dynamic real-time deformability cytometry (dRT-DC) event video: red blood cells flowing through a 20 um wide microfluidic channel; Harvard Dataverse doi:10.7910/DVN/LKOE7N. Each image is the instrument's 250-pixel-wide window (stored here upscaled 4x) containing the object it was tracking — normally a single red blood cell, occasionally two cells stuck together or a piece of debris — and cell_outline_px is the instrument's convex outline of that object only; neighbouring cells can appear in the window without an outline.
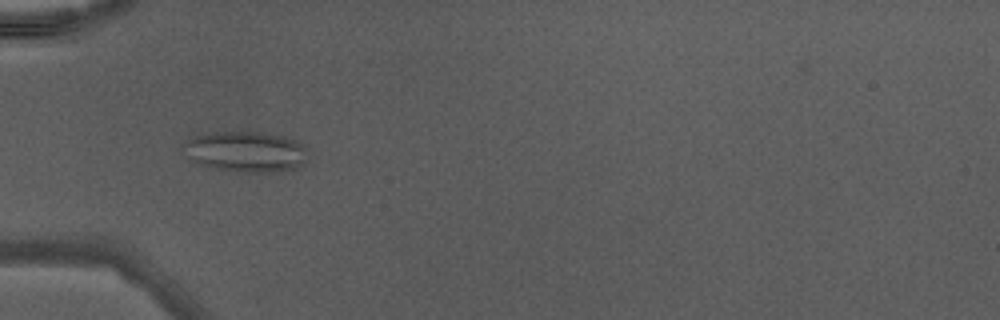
{"species": "Egyptian fruit bat (a non-hibernating species)", "species_latin": "Rousettus aegyptiacus", "temperature_condition": "warm", "stored_images_in_passage": 9, "camera_frame_rate_fps": 3000, "um_per_image_px": 0.085, "animal": {"sex": "male"}, "frame": {"image": 1, "passage_image": 3, "time_ms": 0.667, "image_size_px": [1000, 320], "cell_outline_px": [[304, 164], [300, 168], [276, 172], [236, 172], [212, 168], [196, 164], [188, 160], [180, 144], [196, 136], [208, 132], [256, 132], [284, 136], [296, 140], [304, 144]], "centroid_in_image_um": [20.82, 12.91], "position_along_channel_um": 64.2, "area_um2": 29.94}}